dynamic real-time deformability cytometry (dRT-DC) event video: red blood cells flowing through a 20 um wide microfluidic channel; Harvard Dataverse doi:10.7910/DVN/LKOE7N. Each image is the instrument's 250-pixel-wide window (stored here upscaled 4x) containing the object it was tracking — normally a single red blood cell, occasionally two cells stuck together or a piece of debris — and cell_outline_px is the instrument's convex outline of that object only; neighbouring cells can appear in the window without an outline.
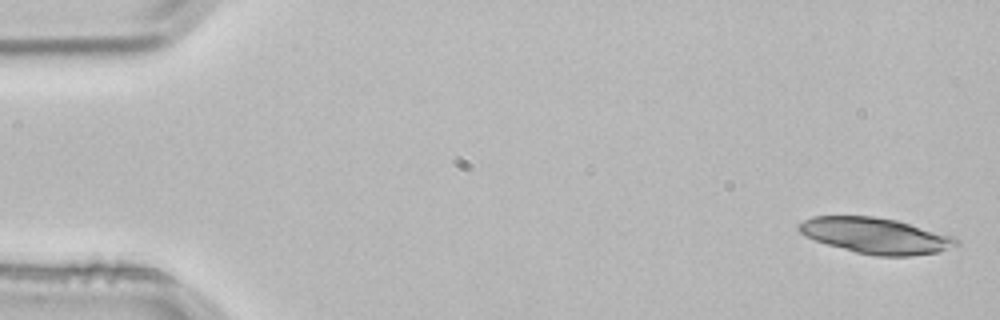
{"species": "common noctule bat (a hibernating species)", "species_latin": "Nyctalus noctula", "temperature_condition": "room temperature", "stored_images_in_passage": 3, "camera_frame_rate_fps": 3000, "um_per_image_px": 0.085, "animal": {"sex": "male", "body_mass_g": 21.5, "forearm_length_mm": 52.0}, "frame": {"image": 1, "passage_image": 1, "time_ms": 0.0, "image_size_px": [1000, 320], "cell_outline_px": [[960, 244], [940, 252], [912, 256], [876, 256], [856, 252], [828, 244], [804, 236], [796, 228], [804, 220], [812, 216], [872, 216], [896, 220], [956, 236], [960, 240]], "centroid_in_image_um": [74.5, 20.03], "position_along_channel_um": 10.5, "area_um2": 33.0}}